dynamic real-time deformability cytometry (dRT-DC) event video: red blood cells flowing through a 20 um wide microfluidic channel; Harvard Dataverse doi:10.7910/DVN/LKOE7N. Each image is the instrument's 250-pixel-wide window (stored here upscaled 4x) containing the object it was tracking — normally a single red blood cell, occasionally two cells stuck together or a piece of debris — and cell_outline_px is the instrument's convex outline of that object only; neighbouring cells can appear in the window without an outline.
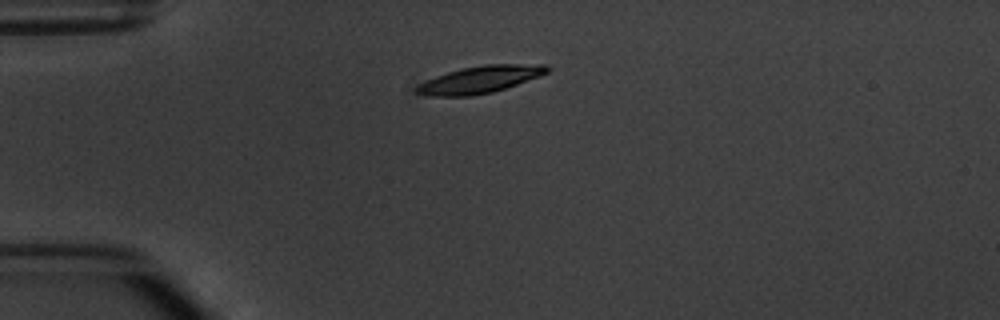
{"species": "common noctule bat (a hibernating species)", "species_latin": "Nyctalus noctula", "temperature_condition": "warm", "stored_images_in_passage": 6, "camera_frame_rate_fps": 3000, "um_per_image_px": 0.085, "animal": {"sex": "male", "body_mass_g": 20.1, "forearm_length_mm": 53.5}, "frame": {"image": 1, "passage_image": 2, "time_ms": 1.0, "image_size_px": [1000, 320], "cell_outline_px": [[552, 68], [548, 72], [540, 76], [492, 92], [472, 96], [428, 96], [416, 92], [416, 88], [420, 84], [436, 76], [448, 72], [464, 68], [484, 64], [548, 64]], "centroid_in_image_um": [40.86, 6.75], "position_along_channel_um": 44.1, "area_um2": 20.4}}
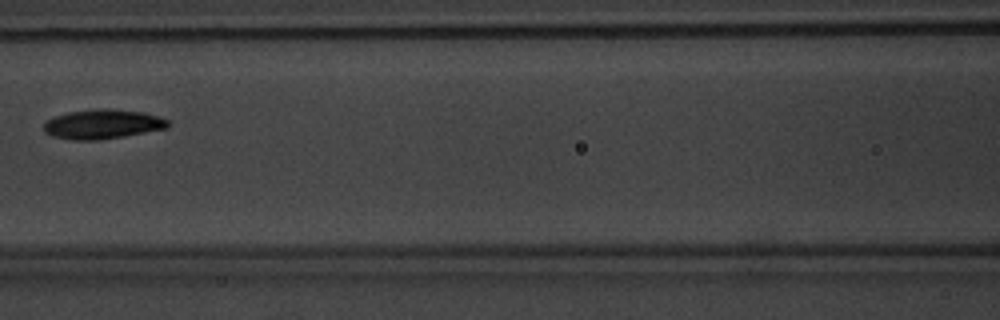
{"frame": {"image": 2, "passage_image": 5, "time_ms": 4.667, "image_size_px": [1000, 320], "cell_outline_px": [[168, 128], [124, 136], [100, 140], [72, 140], [52, 136], [44, 132], [44, 120], [52, 116], [68, 112], [100, 108], [108, 108], [144, 112], [160, 116], [168, 120]], "centroid_in_image_um": [8.69, 10.55], "position_along_channel_um": 157.9, "area_um2": 21.62}}